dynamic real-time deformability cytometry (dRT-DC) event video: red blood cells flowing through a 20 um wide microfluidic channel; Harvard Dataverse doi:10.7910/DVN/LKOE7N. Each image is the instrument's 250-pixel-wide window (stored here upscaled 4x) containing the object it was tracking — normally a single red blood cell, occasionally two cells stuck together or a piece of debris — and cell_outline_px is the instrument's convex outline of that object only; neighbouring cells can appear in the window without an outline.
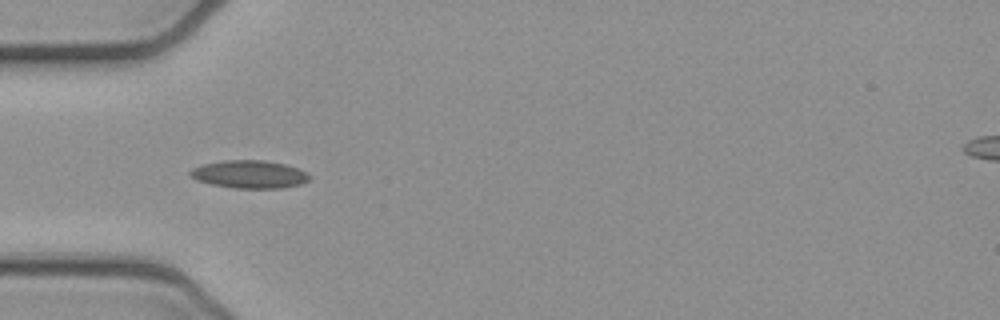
{"species": "common noctule bat (a hibernating species)", "species_latin": "Nyctalus noctula", "temperature_condition": "cold", "stored_images_in_passage": 37, "camera_frame_rate_fps": 3000, "um_per_image_px": 0.085, "animal": {"sex": "female", "body_mass_g": 21.9}, "frame": {"image": 1, "passage_image": 1, "time_ms": 0.0, "image_size_px": [1000, 320], "cell_outline_px": [[312, 176], [308, 180], [300, 184], [280, 188], [232, 188], [212, 184], [196, 180], [188, 176], [188, 172], [192, 168], [204, 164], [224, 160], [264, 160], [284, 164], [308, 172]], "centroid_in_image_um": [21.18, 14.81], "position_along_channel_um": 63.8, "area_um2": 19.42}}
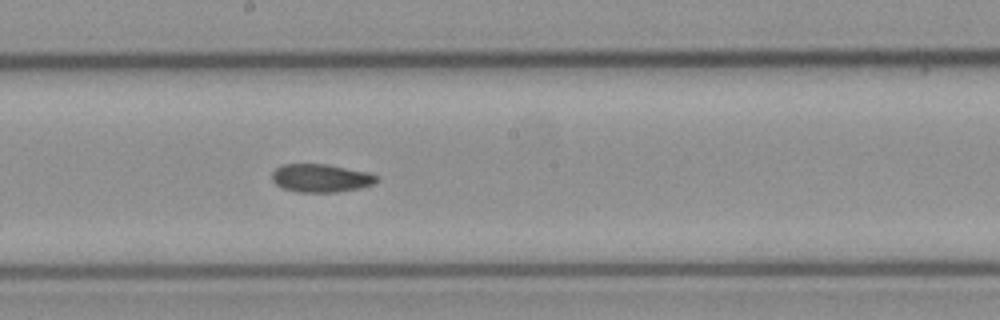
{"frame": {"image": 2, "passage_image": 13, "time_ms": 4.0, "image_size_px": [1000, 320], "cell_outline_px": [[380, 180], [376, 184], [360, 188], [336, 192], [296, 192], [284, 188], [276, 184], [272, 180], [272, 172], [276, 168], [284, 164], [324, 164], [368, 172], [380, 176]], "centroid_in_image_um": [27.33, 15.14], "position_along_channel_um": 220.9, "area_um2": 17.28}}
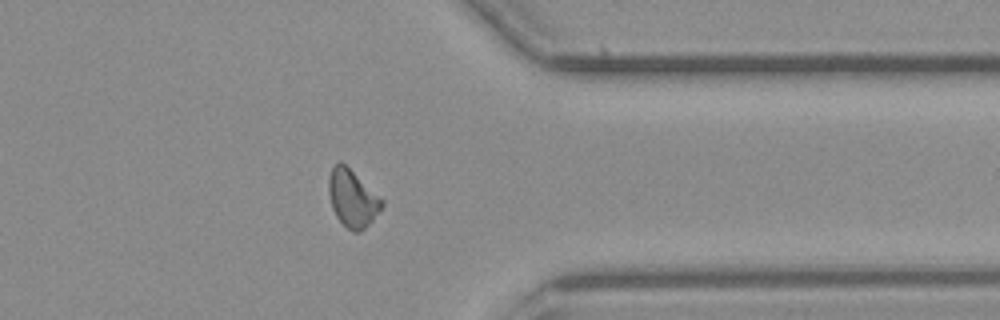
{"frame": {"image": 3, "passage_image": 26, "time_ms": 8.333, "image_size_px": [1000, 320], "cell_outline_px": [[384, 204], [372, 220], [360, 232], [352, 232], [336, 216], [332, 208], [328, 192], [328, 176], [332, 168], [340, 160], [384, 200]], "centroid_in_image_um": [29.94, 16.85], "position_along_channel_um": 381.5, "area_um2": 17.51}, "authors_computed_cell_mechanics": {"area_um2": 17.4556, "velocity_mm_per_s": 3.9198, "shape_relaxation_time_tau1_ms": 5.8112, "shape_relaxation_time_tau2_ms": 3.1004, "deformation_change_tau1": 0.1301, "deformation_change_tau2": 0.0869}}